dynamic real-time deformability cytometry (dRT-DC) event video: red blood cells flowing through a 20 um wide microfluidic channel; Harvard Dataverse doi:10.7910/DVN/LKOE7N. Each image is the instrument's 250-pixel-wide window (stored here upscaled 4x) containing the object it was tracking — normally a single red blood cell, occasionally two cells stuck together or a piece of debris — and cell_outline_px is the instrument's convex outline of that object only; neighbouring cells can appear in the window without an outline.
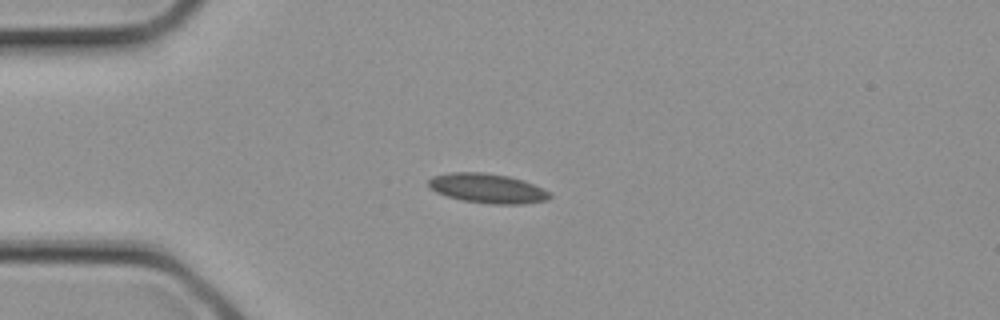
{"species": "common noctule bat (a hibernating species)", "species_latin": "Nyctalus noctula", "temperature_condition": "cold", "stored_images_in_passage": 1, "camera_frame_rate_fps": 3000, "um_per_image_px": 0.085, "animal": {"sex": "female", "body_mass_g": 21.9}, "frame": {"image": 1, "passage_image": 1, "time_ms": 0.0, "image_size_px": [1000, 320], "cell_outline_px": [[552, 196], [548, 200], [524, 204], [488, 204], [464, 200], [448, 196], [436, 192], [428, 188], [428, 180], [432, 176], [448, 172], [484, 172], [508, 176], [524, 180], [544, 188], [552, 192]], "centroid_in_image_um": [41.46, 16.0], "position_along_channel_um": 43.5, "area_um2": 21.21}}